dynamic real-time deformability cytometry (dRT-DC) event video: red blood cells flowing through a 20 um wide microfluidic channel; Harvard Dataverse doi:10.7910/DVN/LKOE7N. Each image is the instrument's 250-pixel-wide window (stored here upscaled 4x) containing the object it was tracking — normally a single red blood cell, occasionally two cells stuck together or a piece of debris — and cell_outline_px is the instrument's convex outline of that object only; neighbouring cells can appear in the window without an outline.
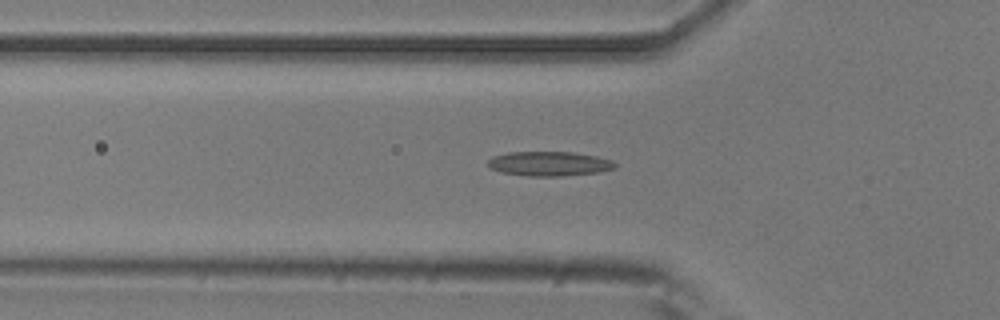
{"species": "common noctule bat (a hibernating species)", "species_latin": "Nyctalus noctula", "temperature_condition": "room temperature", "stored_images_in_passage": 42, "camera_frame_rate_fps": 3000, "um_per_image_px": 0.085, "animal": {"sex": "male", "body_mass_g": 20.5, "forearm_length_mm": 52.5}, "frame": {"image": 1, "passage_image": 10, "time_ms": 3.0, "image_size_px": [1000, 320], "cell_outline_px": [[616, 168], [596, 172], [560, 176], [528, 176], [500, 172], [488, 168], [488, 160], [492, 156], [508, 152], [572, 152], [596, 156], [612, 160], [616, 164]], "centroid_in_image_um": [46.64, 13.91], "position_along_channel_um": 79.2, "area_um2": 18.15}}
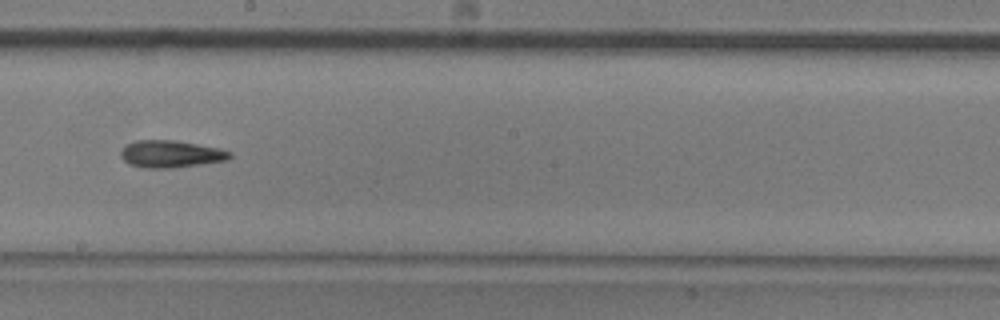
{"frame": {"image": 2, "passage_image": 22, "time_ms": 7.0, "image_size_px": [1000, 320], "cell_outline_px": [[232, 156], [228, 160], [172, 168], [144, 168], [128, 164], [120, 156], [120, 152], [128, 144], [136, 140], [176, 140], [220, 148], [232, 152]], "centroid_in_image_um": [14.53, 13.09], "position_along_channel_um": 233.7, "area_um2": 17.34}}
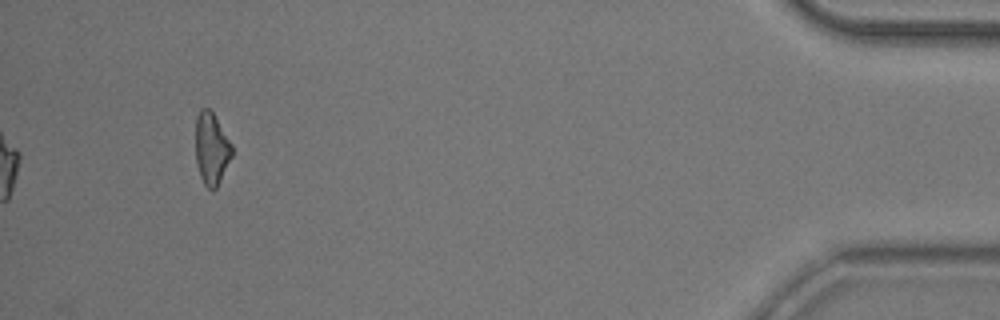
{"frame": {"image": 3, "passage_image": 42, "time_ms": 13.667, "image_size_px": [1000, 320], "cell_outline_px": [[232, 156], [216, 188], [208, 188], [204, 184], [200, 176], [196, 164], [196, 116], [200, 108], [208, 108], [212, 112], [232, 144]], "centroid_in_image_um": [17.96, 12.62], "position_along_channel_um": 417.2, "area_um2": 15.09}, "authors_computed_cell_mechanics": {"area_um2": 16.9354, "velocity_mm_per_s": 3.8441, "shape_relaxation_time_tau1_ms": null, "shape_relaxation_time_tau2_ms": 10.1287, "deformation_change_tau1": null, "deformation_change_tau2": 0.2447}}